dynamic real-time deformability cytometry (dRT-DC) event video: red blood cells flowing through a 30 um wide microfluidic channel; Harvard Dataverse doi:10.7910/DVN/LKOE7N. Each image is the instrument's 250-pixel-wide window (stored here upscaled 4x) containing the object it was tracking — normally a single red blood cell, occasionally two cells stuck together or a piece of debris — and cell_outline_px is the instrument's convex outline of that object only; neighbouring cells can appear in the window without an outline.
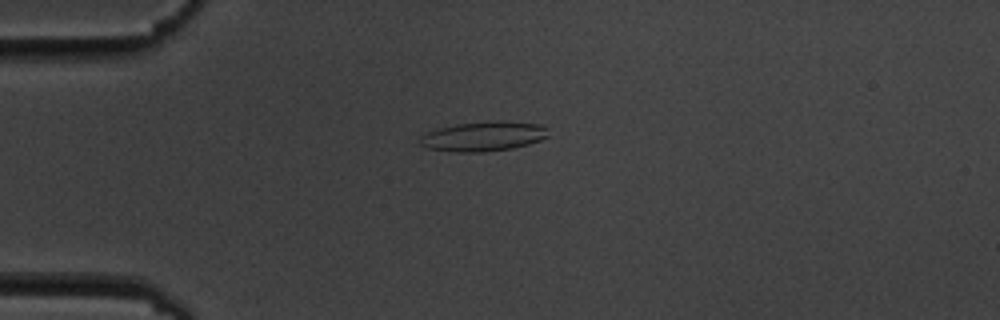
{"species": "common noctule bat (a hibernating species)", "species_latin": "Nyctalus noctula", "temperature_condition": "cold", "stored_images_in_passage": 7, "camera_frame_rate_fps": 3000, "um_per_image_px": 0.085, "animal": {"sex": "male", "body_mass_g": 19.5, "forearm_length_mm": 54.6}, "frame": {"image": 1, "passage_image": 4, "time_ms": 4.333, "image_size_px": [1000, 320], "cell_outline_px": [[548, 136], [540, 140], [528, 144], [512, 148], [484, 152], [456, 152], [428, 148], [420, 144], [420, 136], [428, 132], [440, 128], [456, 124], [500, 120], [504, 120], [540, 124], [544, 128]], "centroid_in_image_um": [41.09, 11.58], "position_along_channel_um": 43.9, "area_um2": 22.02}}
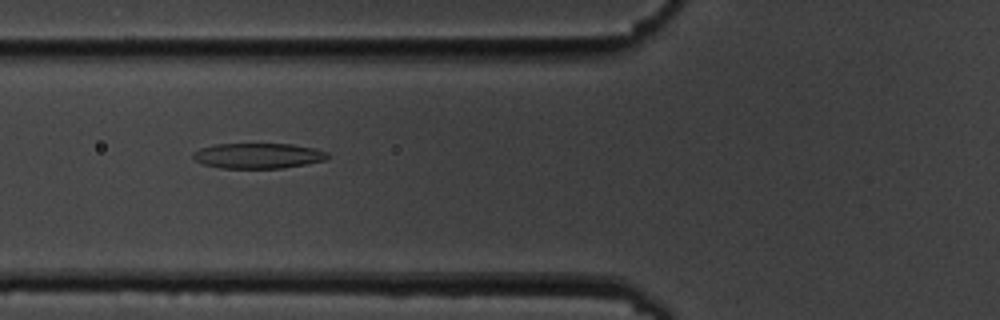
{"frame": {"image": 2, "passage_image": 6, "time_ms": 6.667, "image_size_px": [1000, 320], "cell_outline_px": [[328, 160], [284, 168], [220, 168], [204, 164], [196, 160], [192, 156], [192, 152], [200, 148], [216, 144], [292, 144], [316, 148], [328, 152]], "centroid_in_image_um": [21.97, 13.24], "position_along_channel_um": 103.8, "area_um2": 20.0}}
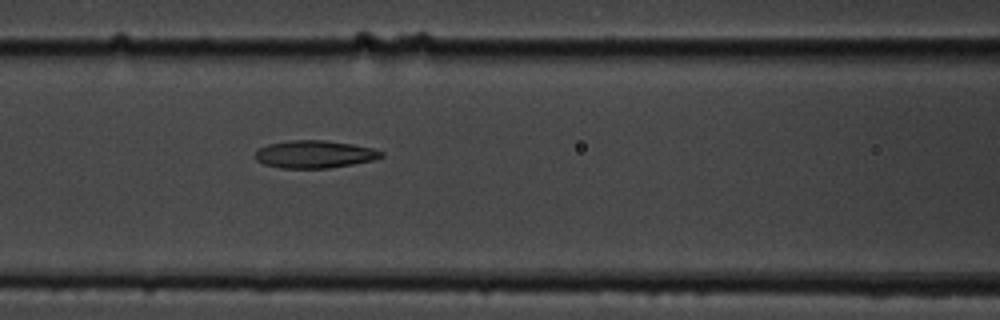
{"frame": {"image": 3, "passage_image": 7, "time_ms": 7.667, "image_size_px": [1000, 320], "cell_outline_px": [[384, 156], [372, 160], [352, 164], [328, 168], [280, 168], [264, 164], [256, 160], [256, 148], [268, 144], [288, 140], [324, 140], [352, 144], [372, 148], [384, 152]], "centroid_in_image_um": [26.71, 13.1], "position_along_channel_um": 139.9, "area_um2": 20.29}}